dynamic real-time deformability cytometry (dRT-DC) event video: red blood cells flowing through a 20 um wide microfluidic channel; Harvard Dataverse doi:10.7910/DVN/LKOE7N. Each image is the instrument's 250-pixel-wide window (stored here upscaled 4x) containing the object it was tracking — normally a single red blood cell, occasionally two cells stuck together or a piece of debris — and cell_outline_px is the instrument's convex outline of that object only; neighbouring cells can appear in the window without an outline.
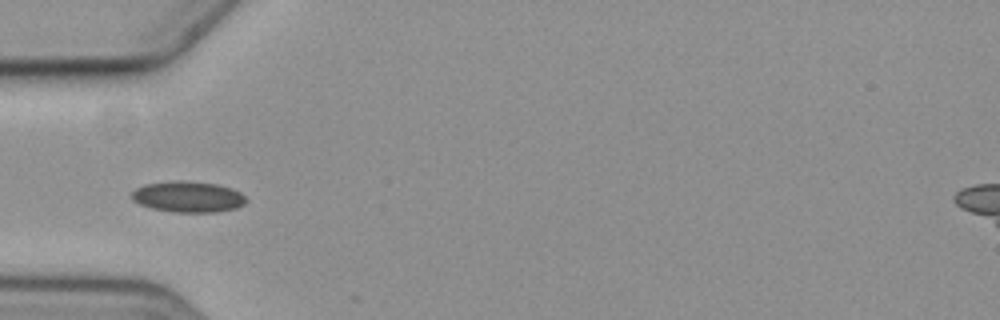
{"species": "common noctule bat (a hibernating species)", "species_latin": "Nyctalus noctula", "temperature_condition": "cold", "stored_images_in_passage": 5, "camera_frame_rate_fps": 3000, "um_per_image_px": 0.085, "animal": {"sex": "female", "body_mass_g": 19.3, "forearm_length_mm": 54.1}, "frame": {"image": 1, "passage_image": 1, "time_ms": 0.0, "image_size_px": [1000, 320], "cell_outline_px": [[248, 200], [244, 204], [236, 208], [216, 212], [172, 212], [152, 208], [140, 204], [132, 200], [132, 192], [136, 188], [144, 184], [176, 180], [180, 180], [216, 184], [232, 188], [240, 192]], "centroid_in_image_um": [15.99, 16.72], "position_along_channel_um": 69.0, "area_um2": 20.69}}
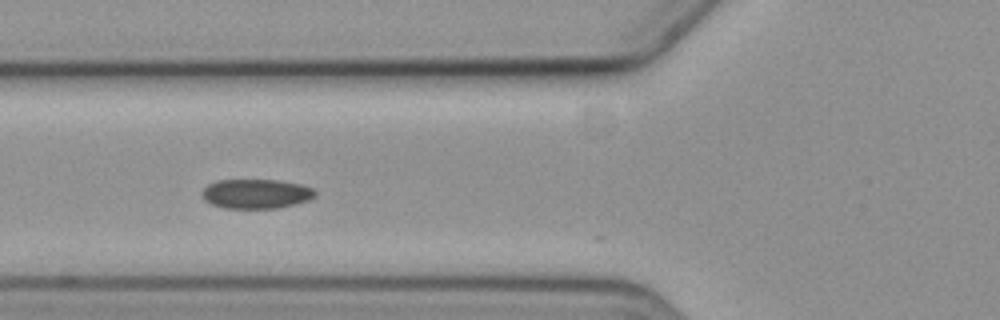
{"frame": {"image": 2, "passage_image": 2, "time_ms": 1.0, "image_size_px": [1000, 320], "cell_outline_px": [[316, 196], [308, 200], [276, 208], [224, 208], [212, 204], [204, 200], [200, 196], [200, 192], [208, 184], [216, 180], [276, 180], [300, 184], [312, 188], [316, 192]], "centroid_in_image_um": [21.71, 16.47], "position_along_channel_um": 104.1, "area_um2": 19.42}}
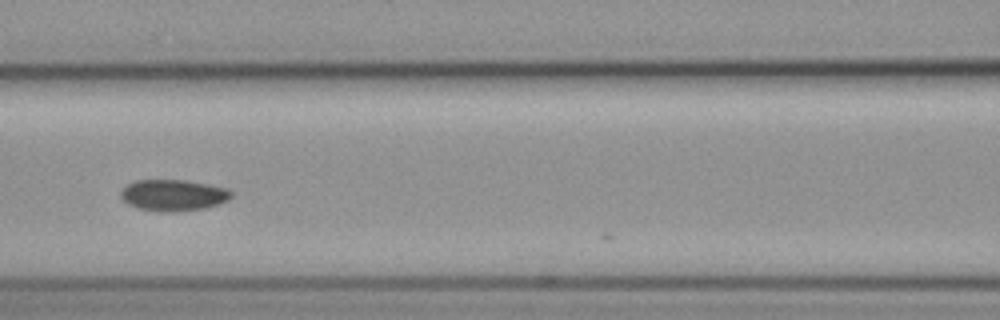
{"frame": {"image": 3, "passage_image": 3, "time_ms": 2.333, "image_size_px": [1000, 320], "cell_outline_px": [[232, 196], [228, 200], [204, 208], [176, 212], [160, 212], [136, 208], [128, 204], [120, 196], [120, 192], [128, 184], [136, 180], [184, 180], [208, 184], [228, 188], [232, 192]], "centroid_in_image_um": [14.72, 16.59], "position_along_channel_um": 151.9, "area_um2": 20.23}}